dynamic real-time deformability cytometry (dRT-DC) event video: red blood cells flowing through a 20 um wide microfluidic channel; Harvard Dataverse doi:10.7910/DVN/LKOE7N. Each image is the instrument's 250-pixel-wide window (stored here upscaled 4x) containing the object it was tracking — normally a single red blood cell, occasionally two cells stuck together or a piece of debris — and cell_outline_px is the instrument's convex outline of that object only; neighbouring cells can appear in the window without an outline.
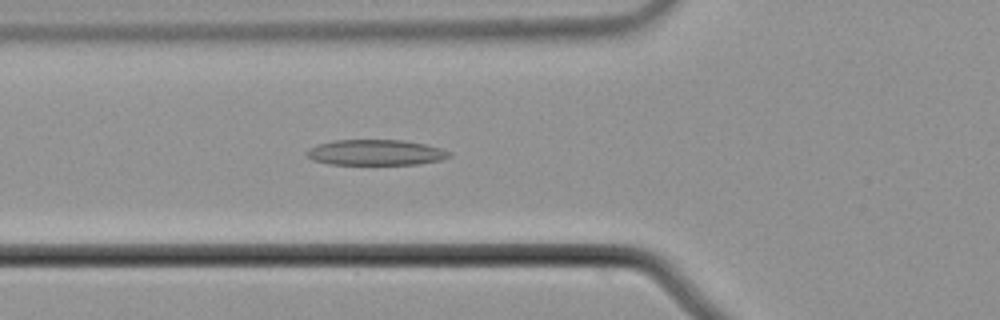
{"species": "common noctule bat (a hibernating species)", "species_latin": "Nyctalus noctula", "temperature_condition": "cold", "stored_images_in_passage": 41, "camera_frame_rate_fps": 3000, "um_per_image_px": 0.085, "animal": {"sex": "male", "body_mass_g": 21.5, "forearm_length_mm": 52.0}, "frame": {"image": 1, "passage_image": 6, "time_ms": 1.667, "image_size_px": [1000, 320], "cell_outline_px": [[452, 156], [440, 160], [420, 164], [328, 164], [312, 160], [304, 152], [308, 148], [316, 144], [332, 140], [404, 140], [424, 144], [440, 148], [452, 152]], "centroid_in_image_um": [31.91, 12.96], "position_along_channel_um": 93.9, "area_um2": 21.44}}
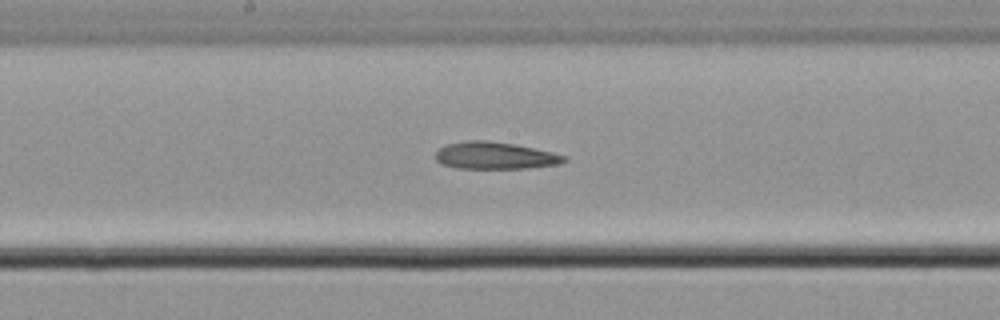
{"frame": {"image": 2, "passage_image": 15, "time_ms": 4.667, "image_size_px": [1000, 320], "cell_outline_px": [[568, 160], [560, 164], [528, 168], [456, 168], [444, 164], [436, 160], [436, 152], [444, 144], [464, 140], [488, 140], [512, 144], [552, 152], [564, 156]], "centroid_in_image_um": [42.05, 13.22], "position_along_channel_um": 206.2, "area_um2": 20.23}}
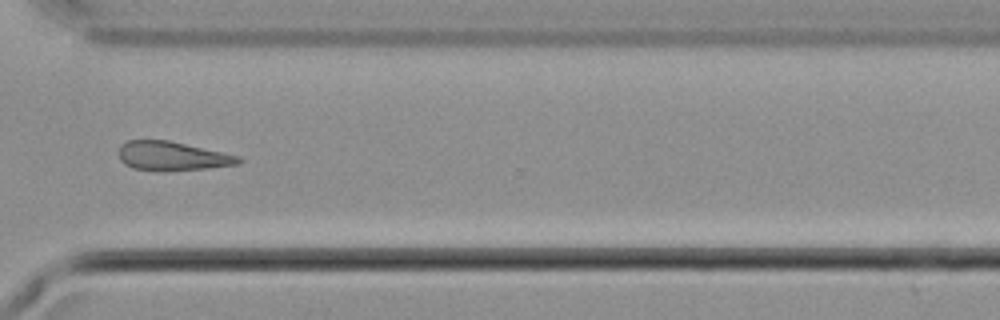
{"frame": {"image": 3, "passage_image": 27, "time_ms": 8.667, "image_size_px": [1000, 320], "cell_outline_px": [[244, 160], [240, 164], [204, 168], [164, 172], [160, 172], [132, 168], [124, 164], [120, 160], [120, 144], [128, 140], [168, 140], [240, 156]], "centroid_in_image_um": [14.63, 13.28], "position_along_channel_um": 356.0, "area_um2": 20.4}, "authors_computed_cell_mechanics": {"area_um2": 20.9236, "velocity_mm_per_s": 3.7316, "shape_relaxation_time_tau1_ms": 4.7509, "shape_relaxation_time_tau2_ms": 2.9222, "deformation_change_tau1": 0.0871, "deformation_change_tau2": 0.1191}}